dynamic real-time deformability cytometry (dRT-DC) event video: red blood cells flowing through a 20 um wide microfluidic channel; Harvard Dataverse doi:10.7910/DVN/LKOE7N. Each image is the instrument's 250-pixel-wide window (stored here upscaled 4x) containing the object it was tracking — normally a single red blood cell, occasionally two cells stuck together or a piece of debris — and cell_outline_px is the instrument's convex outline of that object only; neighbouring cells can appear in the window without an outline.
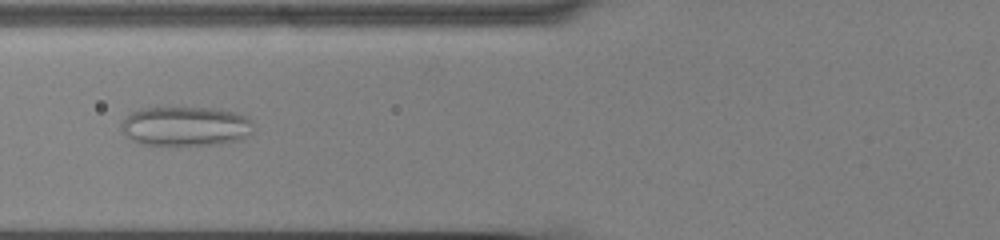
{"species": "common noctule bat (a hibernating species)", "species_latin": "Nyctalus noctula", "temperature_condition": "cold", "stored_images_in_passage": 48, "camera_frame_rate_fps": 3000, "um_per_image_px": 0.085, "animal": {"sex": "male", "body_mass_g": 13.0, "forearm_length_mm": 53.1}, "frame": {"image": 1, "passage_image": 15, "time_ms": 4.667, "image_size_px": [1000, 240], "cell_outline_px": [[252, 132], [240, 140], [220, 144], [140, 144], [132, 140], [120, 128], [120, 124], [128, 112], [140, 108], [220, 108], [236, 112], [248, 116], [252, 120]], "centroid_in_image_um": [15.78, 10.71], "position_along_channel_um": 110.0, "area_um2": 30.58}}
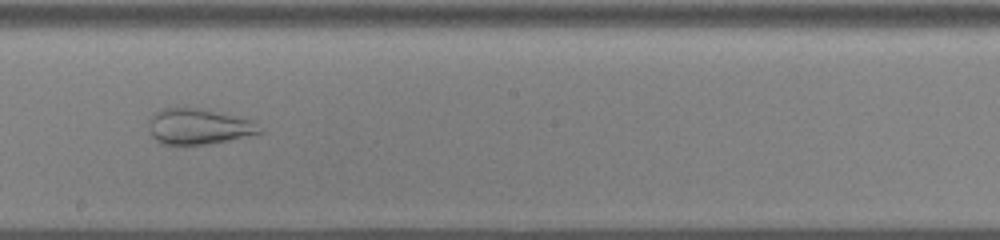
{"frame": {"image": 2, "passage_image": 25, "time_ms": 8.0, "image_size_px": [1000, 240], "cell_outline_px": [[264, 132], [228, 140], [208, 144], [160, 144], [152, 136], [148, 128], [148, 120], [160, 108], [204, 108], [256, 120], [264, 128]], "centroid_in_image_um": [16.94, 10.74], "position_along_channel_um": 231.3, "area_um2": 23.52}}
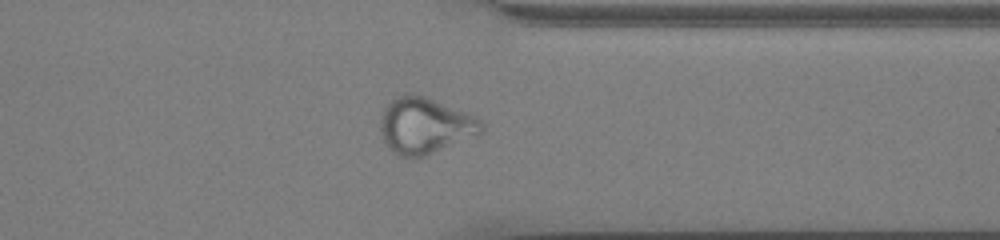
{"frame": {"image": 3, "passage_image": 37, "time_ms": 12.0, "image_size_px": [1000, 240], "cell_outline_px": [[484, 132], [424, 156], [400, 156], [392, 152], [384, 144], [380, 132], [380, 116], [384, 108], [396, 96], [428, 96], [476, 116], [484, 124]], "centroid_in_image_um": [36.12, 10.68], "position_along_channel_um": 375.3, "area_um2": 32.95}}